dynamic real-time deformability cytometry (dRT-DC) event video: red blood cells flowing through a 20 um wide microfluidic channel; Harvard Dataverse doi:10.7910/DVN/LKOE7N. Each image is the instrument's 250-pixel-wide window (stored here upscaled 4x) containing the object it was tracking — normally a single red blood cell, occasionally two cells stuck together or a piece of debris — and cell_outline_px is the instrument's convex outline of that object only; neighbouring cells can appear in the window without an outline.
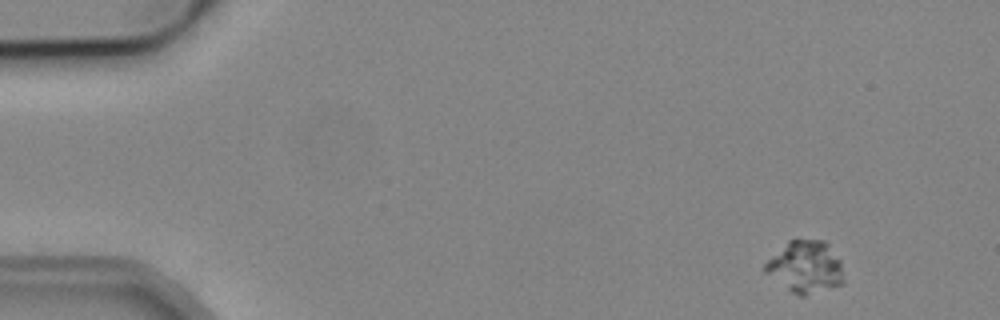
{"species": "common noctule bat (a hibernating species)", "species_latin": "Nyctalus noctula", "temperature_condition": "cold", "stored_images_in_passage": 3, "camera_frame_rate_fps": 3000, "um_per_image_px": 0.085, "animal": {"sex": "male", "body_mass_g": 19.2, "forearm_length_mm": 51.8}, "frame": {"image": 1, "passage_image": 1, "time_ms": 0.0, "image_size_px": [1000, 320], "cell_outline_px": [[844, 284], [804, 296], [800, 296], [792, 292], [764, 272], [764, 264], [788, 240], [824, 240], [828, 244], [840, 260], [844, 280]], "centroid_in_image_um": [68.47, 22.69], "position_along_channel_um": 16.5, "area_um2": 23.64}}